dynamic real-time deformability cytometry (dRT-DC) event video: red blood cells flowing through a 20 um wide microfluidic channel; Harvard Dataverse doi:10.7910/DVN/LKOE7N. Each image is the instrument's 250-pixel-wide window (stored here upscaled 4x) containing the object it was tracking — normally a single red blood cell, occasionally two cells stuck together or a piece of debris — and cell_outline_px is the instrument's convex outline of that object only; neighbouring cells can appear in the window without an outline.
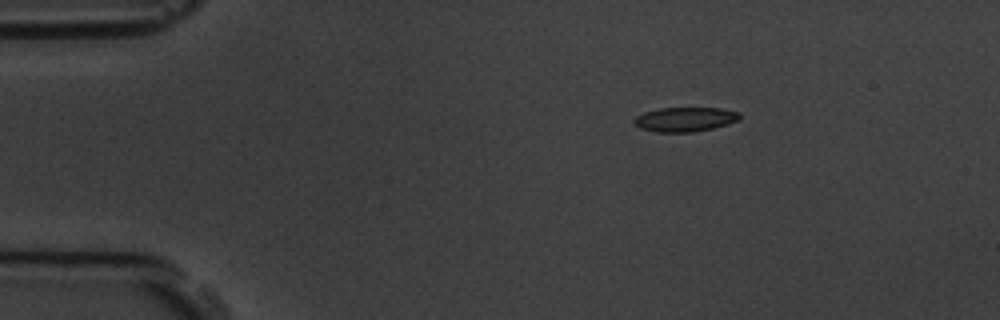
{"species": "common noctule bat (a hibernating species)", "species_latin": "Nyctalus noctula", "temperature_condition": "room temperature", "stored_images_in_passage": 4, "camera_frame_rate_fps": 3000, "um_per_image_px": 0.085, "animal": {"sex": "male", "body_mass_g": 19.5, "forearm_length_mm": 54.6}, "frame": {"image": 1, "passage_image": 1, "time_ms": 0.0, "image_size_px": [1000, 320], "cell_outline_px": [[740, 116], [736, 120], [728, 124], [712, 128], [692, 132], [656, 132], [640, 128], [632, 120], [636, 116], [644, 112], [660, 108], [720, 108], [740, 112]], "centroid_in_image_um": [58.2, 10.14], "position_along_channel_um": 26.8, "area_um2": 14.91}}
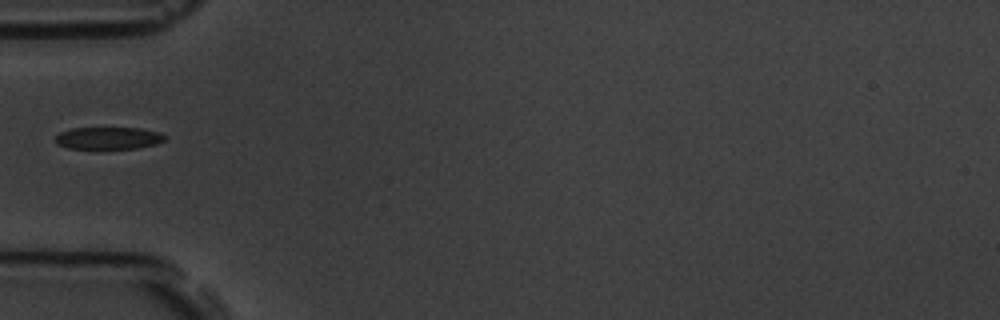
{"frame": {"image": 2, "passage_image": 3, "time_ms": 3.0, "image_size_px": [1000, 320], "cell_outline_px": [[164, 140], [156, 144], [136, 148], [68, 148], [56, 144], [56, 136], [60, 132], [72, 128], [140, 128], [160, 132], [164, 136]], "centroid_in_image_um": [9.2, 11.73], "position_along_channel_um": 75.8, "area_um2": 13.99}}
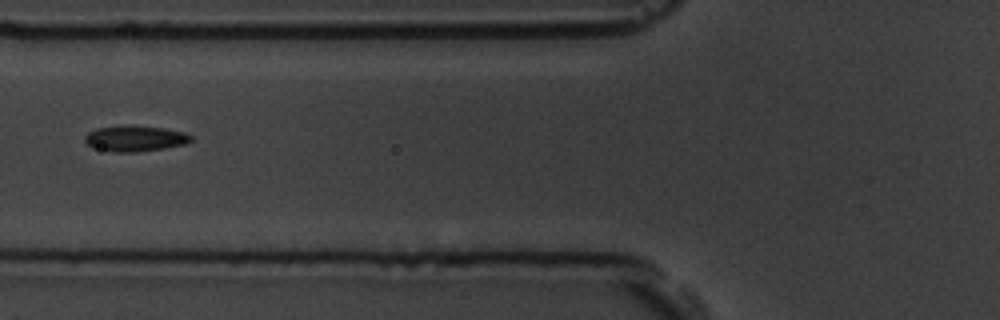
{"frame": {"image": 3, "passage_image": 4, "time_ms": 4.0, "image_size_px": [1000, 320], "cell_outline_px": [[192, 140], [184, 144], [164, 148], [136, 152], [112, 152], [92, 148], [84, 140], [84, 136], [88, 132], [96, 128], [128, 124], [164, 128], [184, 132], [192, 136]], "centroid_in_image_um": [11.44, 11.76], "position_along_channel_um": 114.4, "area_um2": 16.18}}